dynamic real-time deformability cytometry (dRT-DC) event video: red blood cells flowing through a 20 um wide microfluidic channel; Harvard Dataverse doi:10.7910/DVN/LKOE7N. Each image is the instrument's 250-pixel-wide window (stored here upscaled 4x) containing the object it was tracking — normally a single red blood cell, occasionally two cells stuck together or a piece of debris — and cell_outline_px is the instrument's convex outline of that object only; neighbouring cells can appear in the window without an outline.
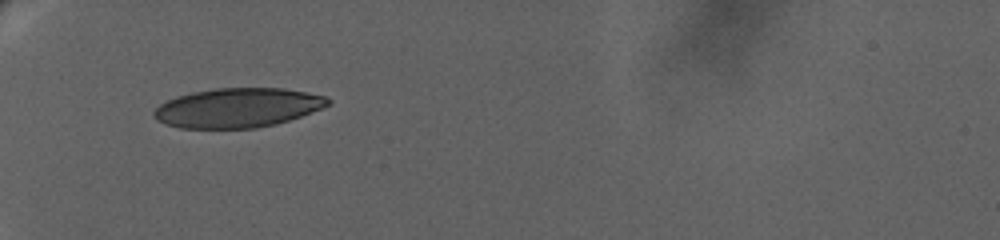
{"species": "human", "species_latin": "Homo sapiens", "temperature_condition": "warm", "stored_images_in_passage": 8, "camera_frame_rate_fps": 3000, "um_per_image_px": 0.085, "donor": {"sex": "female"}, "frame": {"image": 1, "passage_image": 1, "time_ms": 0.0, "image_size_px": [1000, 240], "cell_outline_px": [[332, 104], [300, 116], [276, 124], [256, 128], [180, 128], [164, 124], [156, 120], [152, 116], [152, 112], [160, 104], [176, 96], [192, 92], [216, 88], [284, 88], [324, 96], [332, 100]], "centroid_in_image_um": [20.17, 9.16], "position_along_channel_um": 64.8, "area_um2": 40.0}}
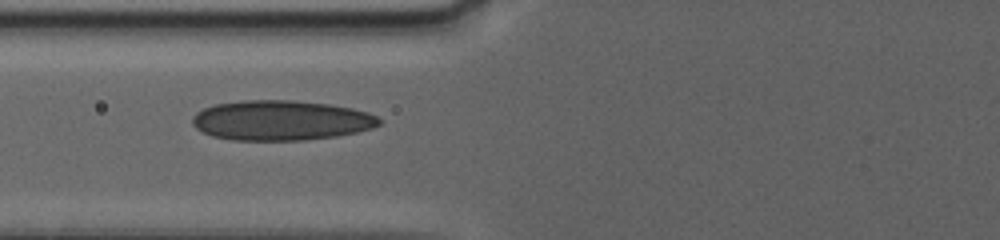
{"frame": {"image": 2, "passage_image": 7, "time_ms": 1.667, "image_size_px": [1000, 240], "cell_outline_px": [[380, 124], [372, 128], [356, 132], [336, 136], [304, 140], [232, 140], [212, 136], [196, 128], [192, 124], [192, 116], [196, 112], [204, 108], [216, 104], [244, 100], [292, 100], [328, 104], [352, 108], [368, 112], [376, 116], [380, 120]], "centroid_in_image_um": [23.87, 10.23], "position_along_channel_um": 101.9, "area_um2": 43.47}}